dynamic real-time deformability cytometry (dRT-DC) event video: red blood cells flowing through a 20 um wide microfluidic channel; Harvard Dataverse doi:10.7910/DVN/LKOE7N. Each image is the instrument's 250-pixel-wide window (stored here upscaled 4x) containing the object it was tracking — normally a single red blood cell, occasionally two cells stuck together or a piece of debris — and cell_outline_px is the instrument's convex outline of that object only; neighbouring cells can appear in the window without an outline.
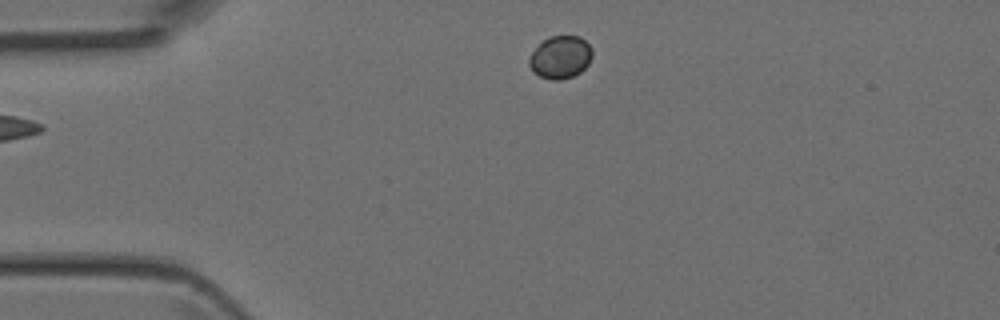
{"species": "Egyptian fruit bat (a non-hibernating species)", "species_latin": "Rousettus aegyptiacus", "temperature_condition": "room temperature", "stored_images_in_passage": 2, "camera_frame_rate_fps": 3000, "um_per_image_px": 0.085, "animal": {"sex": "female"}, "frame": {"image": 1, "passage_image": 2, "time_ms": 0.333, "image_size_px": [1000, 320], "cell_outline_px": [[592, 56], [588, 64], [580, 72], [572, 76], [560, 80], [552, 80], [540, 76], [532, 72], [528, 64], [528, 56], [548, 36], [580, 36], [592, 48]], "centroid_in_image_um": [47.61, 4.87], "position_along_channel_um": 37.4, "area_um2": 15.72}}